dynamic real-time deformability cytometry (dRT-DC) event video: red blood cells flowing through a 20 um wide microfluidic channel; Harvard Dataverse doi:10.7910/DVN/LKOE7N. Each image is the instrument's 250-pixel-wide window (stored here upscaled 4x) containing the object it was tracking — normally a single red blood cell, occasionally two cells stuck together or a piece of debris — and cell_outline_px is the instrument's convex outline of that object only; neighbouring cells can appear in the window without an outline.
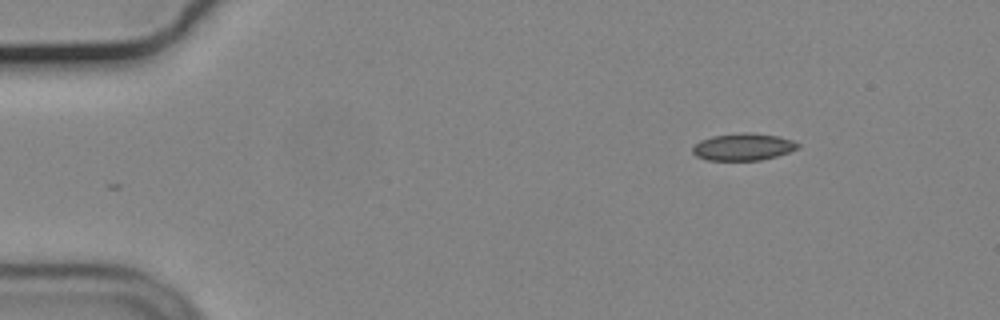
{"species": "common noctule bat (a hibernating species)", "species_latin": "Nyctalus noctula", "temperature_condition": "cold", "stored_images_in_passage": 49, "camera_frame_rate_fps": 3000, "um_per_image_px": 0.085, "animal": {"sex": "male", "body_mass_g": 19.2, "forearm_length_mm": 51.8}, "frame": {"image": 1, "passage_image": 1, "time_ms": 0.0, "image_size_px": [1000, 320], "cell_outline_px": [[800, 148], [776, 156], [760, 160], [708, 160], [696, 156], [692, 152], [692, 148], [700, 140], [712, 136], [744, 132], [752, 132], [780, 136], [792, 140], [800, 144]], "centroid_in_image_um": [63.19, 12.47], "position_along_channel_um": 21.8, "area_um2": 16.7}}
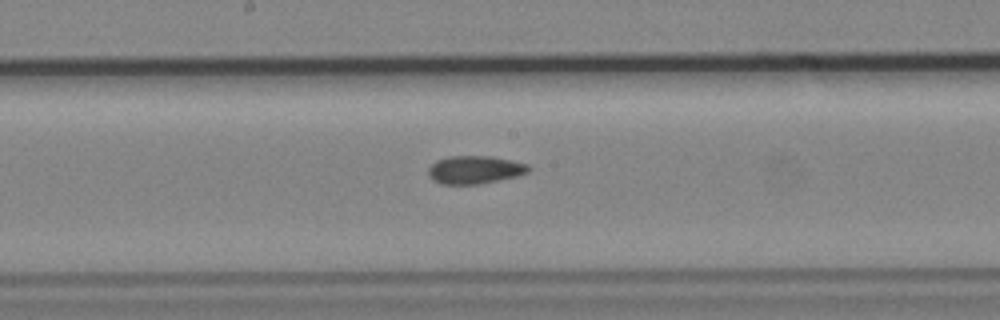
{"frame": {"image": 2, "passage_image": 23, "time_ms": 7.333, "image_size_px": [1000, 320], "cell_outline_px": [[532, 168], [528, 172], [516, 176], [480, 184], [440, 184], [432, 180], [428, 176], [428, 168], [436, 160], [448, 156], [492, 156], [528, 164]], "centroid_in_image_um": [40.33, 14.43], "position_along_channel_um": 207.9, "area_um2": 16.47}}
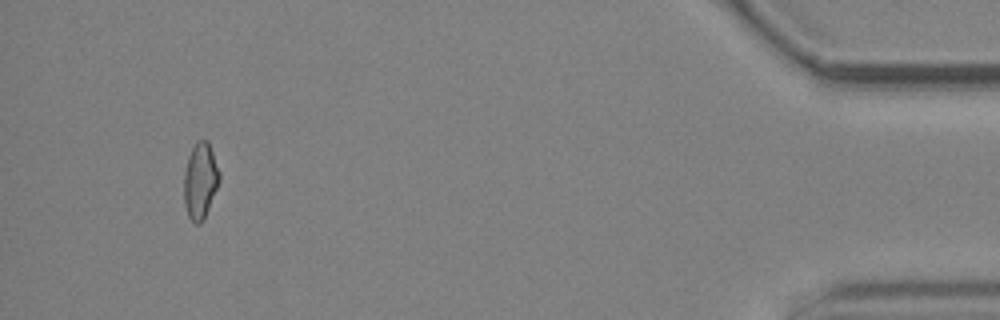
{"frame": {"image": 3, "passage_image": 46, "time_ms": 15.0, "image_size_px": [1000, 320], "cell_outline_px": [[220, 180], [204, 220], [200, 224], [196, 224], [188, 216], [184, 204], [184, 172], [188, 156], [196, 140], [208, 140], [220, 172]], "centroid_in_image_um": [17.02, 15.36], "position_along_channel_um": 418.2, "area_um2": 15.84}, "authors_computed_cell_mechanics": {"area_um2": 16.0684, "velocity_mm_per_s": 3.6995, "shape_relaxation_time_tau1_ms": null, "shape_relaxation_time_tau2_ms": 5.7165, "deformation_change_tau1": null, "deformation_change_tau2": 0.1188}}